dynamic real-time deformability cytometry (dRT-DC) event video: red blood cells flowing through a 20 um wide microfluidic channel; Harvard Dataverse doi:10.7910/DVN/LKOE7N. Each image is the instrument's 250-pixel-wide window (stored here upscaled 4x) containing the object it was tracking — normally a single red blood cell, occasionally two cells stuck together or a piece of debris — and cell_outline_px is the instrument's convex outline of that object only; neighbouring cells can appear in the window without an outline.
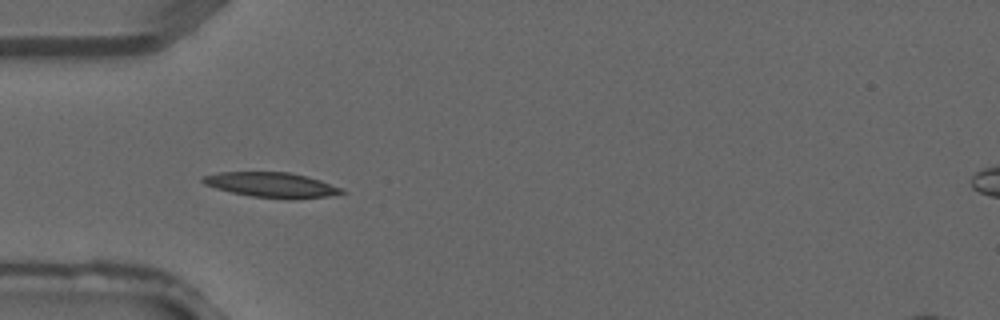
{"species": "common noctule bat (a hibernating species)", "species_latin": "Nyctalus noctula", "temperature_condition": "warm", "stored_images_in_passage": 2, "camera_frame_rate_fps": 3000, "um_per_image_px": 0.085, "animal": {"sex": "male", "forearm_length_mm": 52.5}, "frame": {"image": 1, "passage_image": 2, "time_ms": 0.333, "image_size_px": [1000, 320], "cell_outline_px": [[348, 192], [328, 196], [252, 196], [232, 192], [216, 188], [204, 184], [200, 180], [200, 176], [220, 172], [288, 172], [308, 176], [344, 188]], "centroid_in_image_um": [23.03, 15.66], "position_along_channel_um": 62.0, "area_um2": 19.42}}